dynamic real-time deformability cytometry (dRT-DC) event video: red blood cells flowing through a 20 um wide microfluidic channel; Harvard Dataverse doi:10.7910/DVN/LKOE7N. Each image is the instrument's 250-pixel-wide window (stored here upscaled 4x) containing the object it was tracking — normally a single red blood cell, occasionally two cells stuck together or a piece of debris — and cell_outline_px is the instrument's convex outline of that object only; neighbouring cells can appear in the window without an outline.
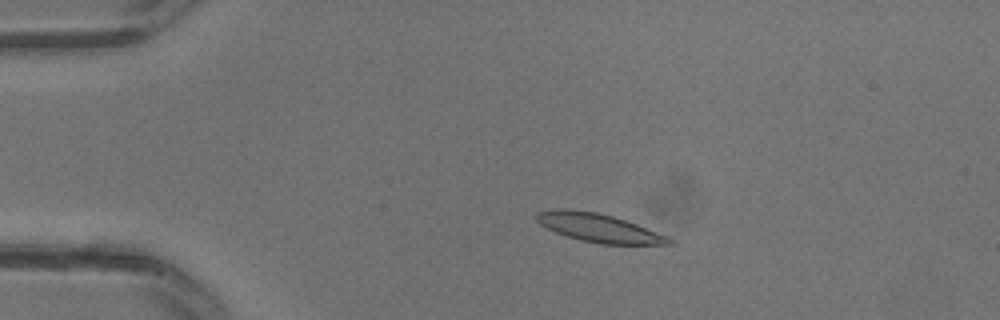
{"species": "common noctule bat (a hibernating species)", "species_latin": "Nyctalus noctula", "temperature_condition": "warm", "stored_images_in_passage": 18, "camera_frame_rate_fps": 3000, "um_per_image_px": 0.085, "animal": {"sex": "male", "body_mass_g": 13.3}, "frame": {"image": 1, "passage_image": 7, "time_ms": 2.0, "image_size_px": [1000, 320], "cell_outline_px": [[676, 244], [600, 244], [580, 240], [556, 232], [540, 224], [536, 220], [536, 212], [556, 208], [568, 208], [596, 212], [612, 216], [636, 224], [668, 236]], "centroid_in_image_um": [50.87, 19.36], "position_along_channel_um": 34.1, "area_um2": 21.85}}
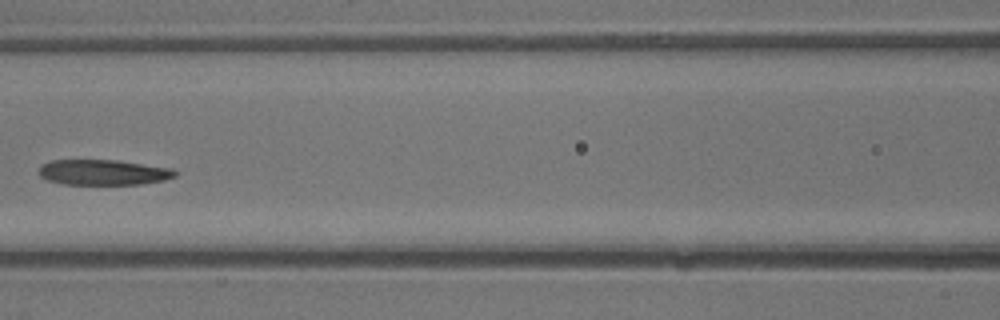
{"frame": {"image": 2, "passage_image": 15, "time_ms": 4.667, "image_size_px": [1000, 320], "cell_outline_px": [[176, 176], [164, 180], [140, 184], [64, 184], [48, 180], [40, 176], [40, 164], [52, 160], [116, 160], [172, 168], [176, 172]], "centroid_in_image_um": [8.77, 14.64], "position_along_channel_um": 157.8, "area_um2": 20.06}}
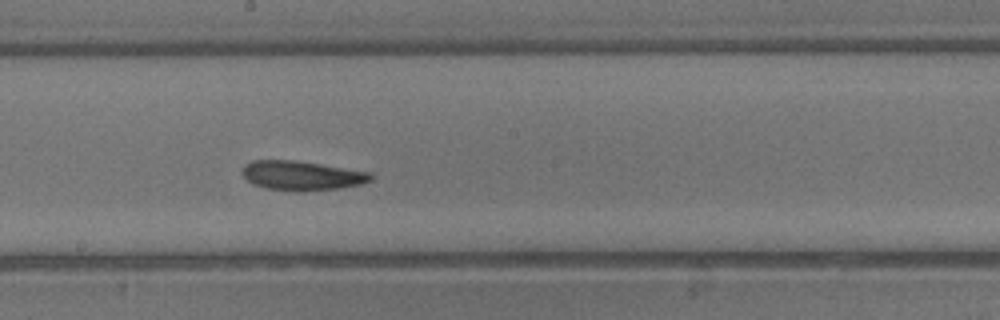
{"frame": {"image": 3, "passage_image": 18, "time_ms": 5.667, "image_size_px": [1000, 320], "cell_outline_px": [[372, 180], [360, 184], [340, 188], [300, 192], [296, 192], [264, 188], [252, 184], [240, 172], [244, 164], [252, 160], [292, 160], [320, 164], [372, 172]], "centroid_in_image_um": [25.62, 14.93], "position_along_channel_um": 222.6, "area_um2": 22.25}}